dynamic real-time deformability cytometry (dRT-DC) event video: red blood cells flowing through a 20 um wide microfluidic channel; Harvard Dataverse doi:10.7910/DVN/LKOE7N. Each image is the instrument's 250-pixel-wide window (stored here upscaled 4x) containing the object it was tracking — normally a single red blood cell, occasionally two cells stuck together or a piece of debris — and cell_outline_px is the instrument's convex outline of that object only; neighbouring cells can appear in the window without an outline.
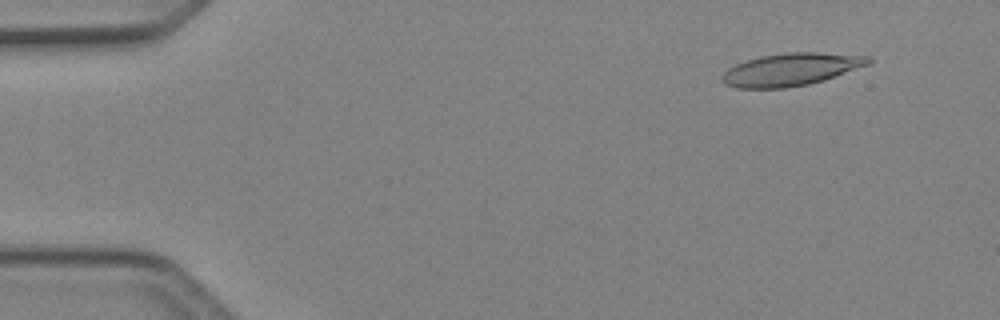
{"species": "Egyptian fruit bat (a non-hibernating species)", "species_latin": "Rousettus aegyptiacus", "temperature_condition": "cold", "stored_images_in_passage": 48, "camera_frame_rate_fps": 3000, "um_per_image_px": 0.085, "animal": {"sex": "female"}, "frame": {"image": 1, "passage_image": 5, "time_ms": 1.333, "image_size_px": [1000, 320], "cell_outline_px": [[872, 60], [868, 64], [824, 80], [808, 84], [784, 88], [736, 88], [724, 84], [720, 80], [720, 76], [728, 68], [736, 64], [760, 56], [788, 52], [816, 52], [872, 56]], "centroid_in_image_um": [67.2, 5.9], "position_along_channel_um": 17.8, "area_um2": 27.74}}
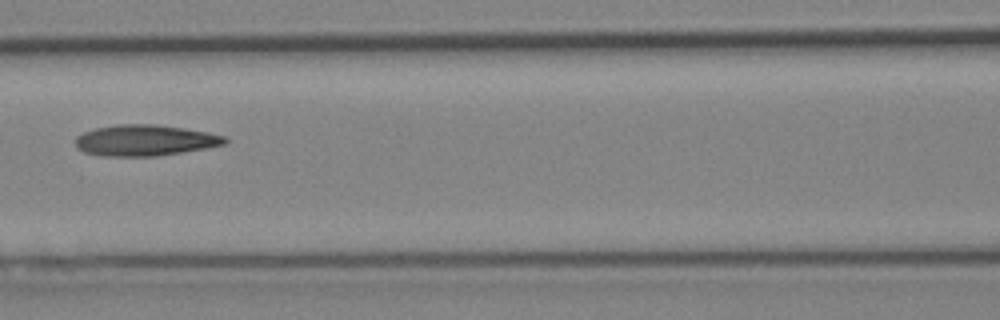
{"frame": {"image": 2, "passage_image": 22, "time_ms": 7.0, "image_size_px": [1000, 320], "cell_outline_px": [[228, 140], [224, 144], [204, 148], [156, 156], [100, 156], [84, 152], [76, 148], [76, 136], [84, 132], [96, 128], [116, 124], [152, 124], [184, 128], [208, 132], [224, 136]], "centroid_in_image_um": [12.28, 11.93], "position_along_channel_um": 154.3, "area_um2": 26.88}}
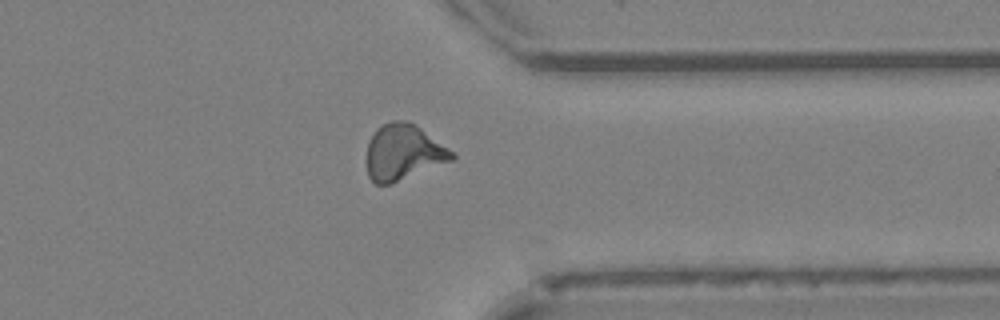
{"frame": {"image": 3, "passage_image": 38, "time_ms": 12.333, "image_size_px": [1000, 320], "cell_outline_px": [[456, 156], [452, 160], [388, 184], [376, 184], [368, 176], [368, 140], [376, 128], [380, 124], [392, 120], [408, 120], [420, 128], [448, 148]], "centroid_in_image_um": [34.25, 12.91], "position_along_channel_um": 377.2, "area_um2": 27.17}, "authors_computed_cell_mechanics": {"area_um2": 26.5591, "velocity_mm_per_s": 4.2425, "shape_relaxation_time_tau1_ms": null, "shape_relaxation_time_tau2_ms": 4.3952, "deformation_change_tau1": null, "deformation_change_tau2": 0.149}}